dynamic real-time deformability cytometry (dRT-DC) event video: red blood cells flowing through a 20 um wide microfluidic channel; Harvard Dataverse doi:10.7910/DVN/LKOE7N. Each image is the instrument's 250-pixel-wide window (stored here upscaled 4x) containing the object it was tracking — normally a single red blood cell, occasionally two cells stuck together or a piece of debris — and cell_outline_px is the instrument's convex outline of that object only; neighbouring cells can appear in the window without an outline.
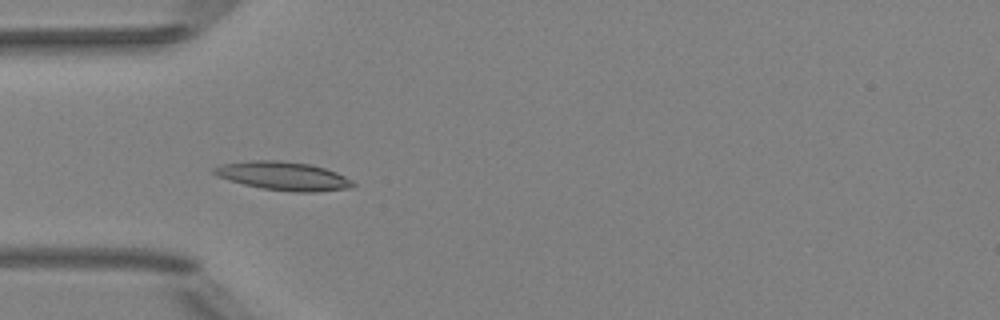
{"species": "Egyptian fruit bat (a non-hibernating species)", "species_latin": "Rousettus aegyptiacus", "temperature_condition": "room temperature", "stored_images_in_passage": 5, "camera_frame_rate_fps": 3000, "um_per_image_px": 0.085, "animal": {"sex": "female"}, "frame": {"image": 1, "passage_image": 4, "time_ms": 1.0, "image_size_px": [1000, 320], "cell_outline_px": [[356, 184], [352, 188], [316, 192], [296, 192], [264, 188], [244, 184], [228, 180], [216, 176], [212, 172], [212, 168], [220, 164], [248, 160], [280, 160], [312, 164], [336, 172], [352, 180]], "centroid_in_image_um": [24.07, 14.95], "position_along_channel_um": 60.9, "area_um2": 23.29}}
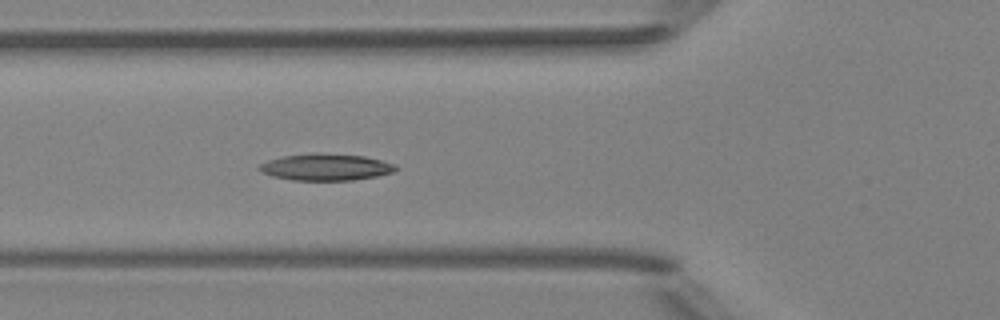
{"frame": {"image": 2, "passage_image": 5, "time_ms": 1.333, "image_size_px": [1000, 320], "cell_outline_px": [[400, 168], [392, 172], [376, 176], [352, 180], [292, 180], [272, 176], [260, 172], [256, 168], [260, 164], [268, 160], [284, 156], [316, 152], [364, 156], [396, 164]], "centroid_in_image_um": [27.68, 14.2], "position_along_channel_um": 98.1, "area_um2": 21.33}}